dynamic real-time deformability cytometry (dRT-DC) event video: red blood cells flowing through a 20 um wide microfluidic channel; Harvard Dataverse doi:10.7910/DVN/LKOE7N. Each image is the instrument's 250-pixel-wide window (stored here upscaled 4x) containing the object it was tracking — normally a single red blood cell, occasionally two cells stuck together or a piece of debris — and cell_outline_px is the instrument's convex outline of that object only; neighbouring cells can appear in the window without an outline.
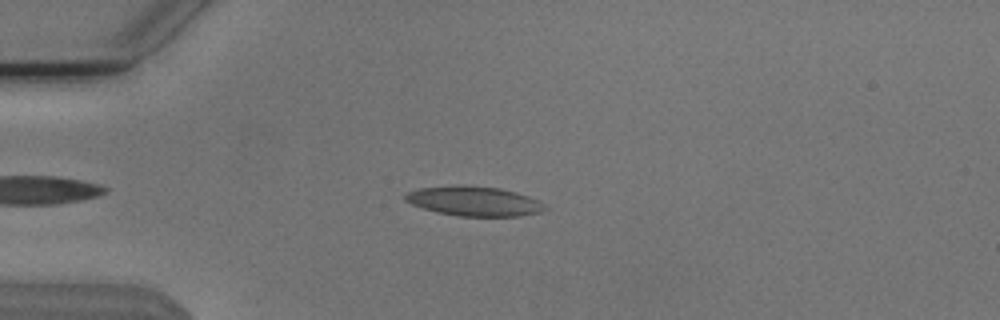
{"species": "Egyptian fruit bat (a non-hibernating species)", "species_latin": "Rousettus aegyptiacus", "temperature_condition": "cold", "stored_images_in_passage": 44, "camera_frame_rate_fps": 3000, "um_per_image_px": 0.085, "animal": {"sex": "male"}, "frame": {"image": 1, "passage_image": 4, "time_ms": 1.0, "image_size_px": [1000, 320], "cell_outline_px": [[548, 208], [540, 212], [520, 216], [456, 216], [436, 212], [412, 204], [404, 200], [404, 196], [408, 192], [420, 188], [452, 184], [464, 184], [500, 188], [528, 196], [544, 204]], "centroid_in_image_um": [40.27, 17.09], "position_along_channel_um": 44.7, "area_um2": 24.28}}
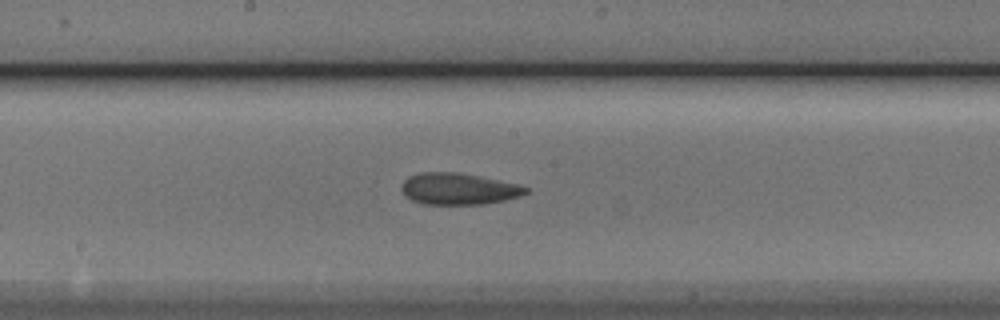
{"frame": {"image": 2, "passage_image": 19, "time_ms": 6.0, "image_size_px": [1000, 320], "cell_outline_px": [[528, 192], [520, 196], [504, 200], [484, 204], [424, 204], [412, 200], [404, 196], [400, 188], [400, 184], [408, 176], [420, 172], [456, 172], [520, 184], [528, 188]], "centroid_in_image_um": [38.93, 16.05], "position_along_channel_um": 209.3, "area_um2": 22.95}}
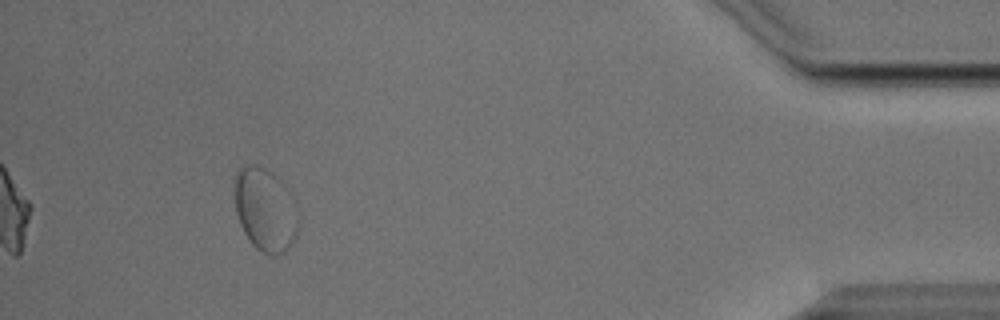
{"frame": {"image": 3, "passage_image": 40, "time_ms": 13.0, "image_size_px": [1000, 320], "cell_outline_px": [[300, 220], [296, 236], [292, 244], [284, 252], [276, 256], [272, 256], [256, 248], [252, 244], [244, 232], [240, 224], [236, 212], [232, 180], [236, 172], [240, 168], [248, 164], [256, 164], [272, 172], [284, 184], [300, 212]], "centroid_in_image_um": [22.55, 17.81], "position_along_channel_um": 412.7, "area_um2": 31.67}, "authors_computed_cell_mechanics": {"area_um2": 23.2067, "velocity_mm_per_s": 3.7724, "shape_relaxation_time_tau1_ms": 7.6287, "shape_relaxation_time_tau2_ms": 3.1231, "deformation_change_tau1": 0.1449, "deformation_change_tau2": 0.0897}}